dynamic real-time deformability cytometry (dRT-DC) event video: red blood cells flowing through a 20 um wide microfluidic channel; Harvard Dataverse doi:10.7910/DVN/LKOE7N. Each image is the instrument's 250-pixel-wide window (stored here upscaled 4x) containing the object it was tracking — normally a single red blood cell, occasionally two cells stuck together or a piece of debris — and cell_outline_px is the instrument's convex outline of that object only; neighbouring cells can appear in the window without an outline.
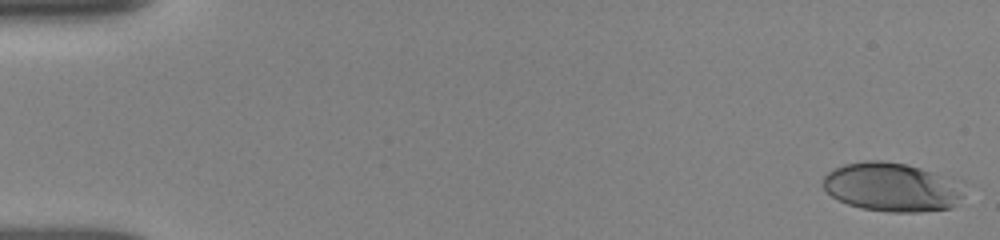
{"species": "human", "species_latin": "Homo sapiens", "temperature_condition": "room temperature", "stored_images_in_passage": 52, "camera_frame_rate_fps": 3000, "um_per_image_px": 0.085, "donor": {"sex": "female"}, "frame": {"image": 1, "passage_image": 1, "time_ms": 0.0, "image_size_px": [1000, 240], "cell_outline_px": [[968, 180], [964, 196], [952, 208], [916, 212], [888, 212], [860, 208], [848, 204], [832, 196], [824, 188], [824, 176], [828, 172], [844, 164], [864, 160], [884, 160], [908, 164]], "centroid_in_image_um": [75.97, 15.88], "position_along_channel_um": 9.0, "area_um2": 41.38}}
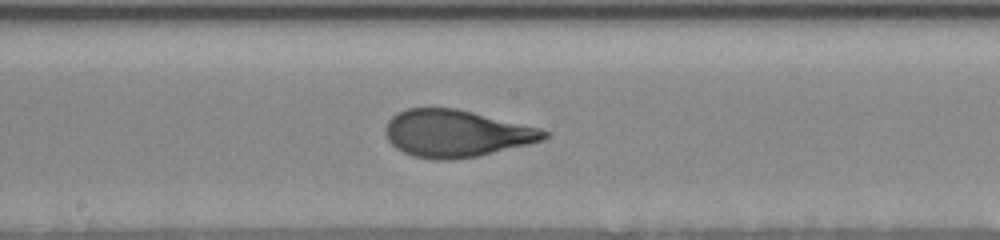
{"frame": {"image": 2, "passage_image": 28, "time_ms": 9.0, "image_size_px": [1000, 240], "cell_outline_px": [[548, 136], [540, 140], [528, 144], [476, 156], [452, 160], [432, 160], [412, 156], [396, 148], [388, 140], [384, 132], [384, 128], [388, 120], [396, 112], [408, 108], [456, 108], [540, 128], [548, 132]], "centroid_in_image_um": [38.71, 11.34], "position_along_channel_um": 209.5, "area_um2": 43.41}}
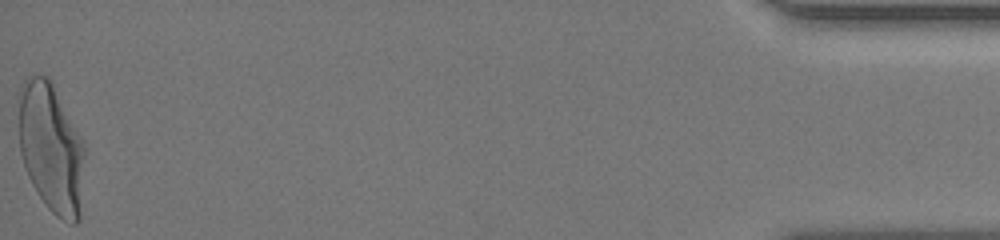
{"frame": {"image": 3, "passage_image": 52, "time_ms": 17.0, "image_size_px": [1000, 240], "cell_outline_px": [[84, 152], [80, 220], [76, 224], [72, 224], [56, 216], [48, 208], [32, 184], [28, 176], [20, 152], [16, 92], [24, 80], [32, 72], [48, 76], [84, 140]], "centroid_in_image_um": [4.31, 12.5], "position_along_channel_um": 430.9, "area_um2": 50.81}, "authors_computed_cell_mechanics": {"area_um2": 43.0899, "velocity_mm_per_s": 3.8775, "shape_relaxation_time_tau1_ms": 4.1251, "shape_relaxation_time_tau2_ms": null, "deformation_change_tau1": 0.2048, "deformation_change_tau2": null}}